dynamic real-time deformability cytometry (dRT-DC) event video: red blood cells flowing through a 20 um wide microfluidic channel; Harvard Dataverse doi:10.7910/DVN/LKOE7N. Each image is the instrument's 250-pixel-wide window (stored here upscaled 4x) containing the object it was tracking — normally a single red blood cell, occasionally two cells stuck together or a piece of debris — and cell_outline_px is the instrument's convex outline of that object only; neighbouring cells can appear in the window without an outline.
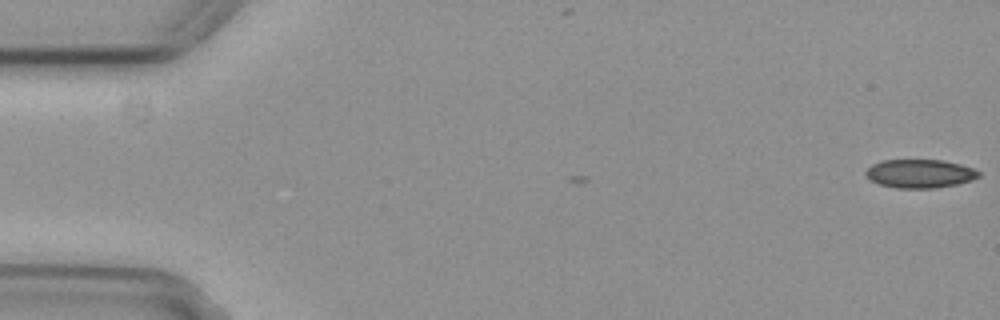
{"species": "common noctule bat (a hibernating species)", "species_latin": "Nyctalus noctula", "temperature_condition": "cold", "stored_images_in_passage": 3, "camera_frame_rate_fps": 3000, "um_per_image_px": 0.085, "animal": {"sex": "female", "body_mass_g": 29.2, "forearm_length_mm": 56.3}, "frame": {"image": 1, "passage_image": 1, "time_ms": 0.0, "image_size_px": [1000, 320], "cell_outline_px": [[980, 176], [972, 180], [956, 184], [936, 188], [896, 188], [880, 184], [872, 180], [864, 172], [872, 164], [880, 160], [944, 160], [960, 164], [972, 168], [980, 172]], "centroid_in_image_um": [78.2, 14.75], "position_along_channel_um": 6.8, "area_um2": 18.73}}